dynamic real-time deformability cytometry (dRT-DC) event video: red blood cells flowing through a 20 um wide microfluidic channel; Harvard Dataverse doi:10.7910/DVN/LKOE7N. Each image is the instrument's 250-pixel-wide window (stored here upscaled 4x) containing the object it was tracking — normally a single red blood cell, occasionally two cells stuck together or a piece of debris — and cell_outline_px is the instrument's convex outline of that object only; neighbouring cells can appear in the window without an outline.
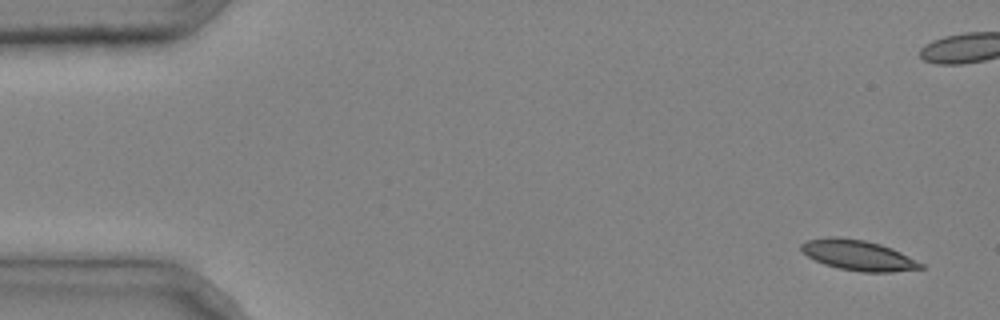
{"species": "common noctule bat (a hibernating species)", "species_latin": "Nyctalus noctula", "temperature_condition": "cold", "stored_images_in_passage": 5, "camera_frame_rate_fps": 3000, "um_per_image_px": 0.085, "animal": {"sex": "male", "body_mass_g": 20.4}, "frame": {"image": 1, "passage_image": 1, "time_ms": 0.0, "image_size_px": [1000, 320], "cell_outline_px": [[924, 268], [892, 272], [860, 272], [840, 268], [824, 264], [808, 256], [800, 248], [800, 244], [808, 240], [824, 236], [836, 236], [864, 240], [880, 244], [892, 248], [924, 264]], "centroid_in_image_um": [72.94, 21.68], "position_along_channel_um": 12.1, "area_um2": 21.1}}